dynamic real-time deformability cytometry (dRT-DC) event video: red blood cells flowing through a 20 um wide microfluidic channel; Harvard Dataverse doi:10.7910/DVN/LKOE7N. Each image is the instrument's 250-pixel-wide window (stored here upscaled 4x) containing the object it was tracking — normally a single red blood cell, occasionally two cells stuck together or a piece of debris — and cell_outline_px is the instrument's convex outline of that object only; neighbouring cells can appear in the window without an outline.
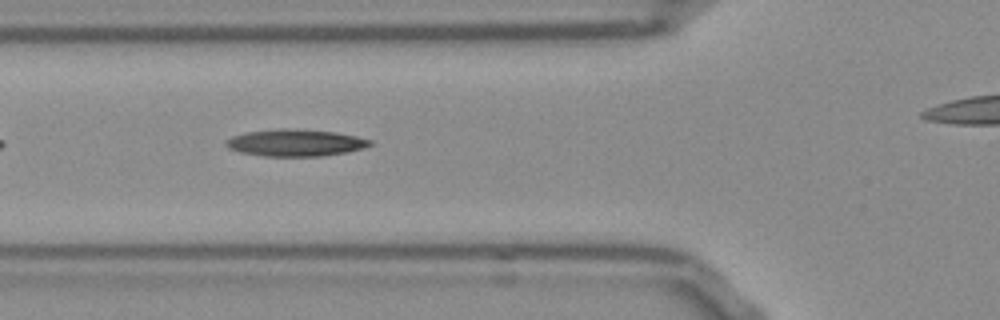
{"species": "Egyptian fruit bat (a non-hibernating species)", "species_latin": "Rousettus aegyptiacus", "temperature_condition": "room temperature", "stored_images_in_passage": 33, "camera_frame_rate_fps": 3000, "um_per_image_px": 0.085, "frame": {"image": 1, "passage_image": 6, "time_ms": 1.667, "image_size_px": [1000, 320], "cell_outline_px": [[372, 144], [364, 148], [344, 152], [320, 156], [264, 156], [240, 152], [228, 148], [224, 144], [224, 140], [232, 136], [244, 132], [280, 128], [296, 128], [336, 132], [356, 136], [372, 140]], "centroid_in_image_um": [25.06, 12.12], "position_along_channel_um": 100.7, "area_um2": 22.77}}
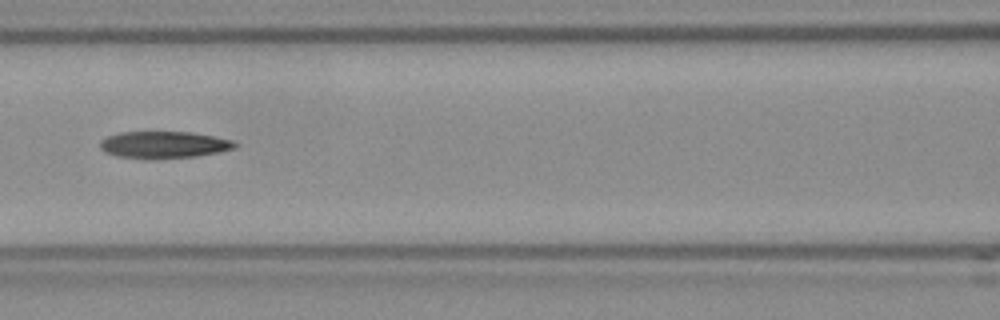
{"frame": {"image": 2, "passage_image": 10, "time_ms": 3.0, "image_size_px": [1000, 320], "cell_outline_px": [[236, 144], [232, 148], [216, 152], [196, 156], [152, 160], [148, 160], [116, 156], [104, 152], [100, 148], [100, 140], [108, 136], [120, 132], [192, 132], [232, 140]], "centroid_in_image_um": [13.83, 12.32], "position_along_channel_um": 152.8, "area_um2": 21.21}}